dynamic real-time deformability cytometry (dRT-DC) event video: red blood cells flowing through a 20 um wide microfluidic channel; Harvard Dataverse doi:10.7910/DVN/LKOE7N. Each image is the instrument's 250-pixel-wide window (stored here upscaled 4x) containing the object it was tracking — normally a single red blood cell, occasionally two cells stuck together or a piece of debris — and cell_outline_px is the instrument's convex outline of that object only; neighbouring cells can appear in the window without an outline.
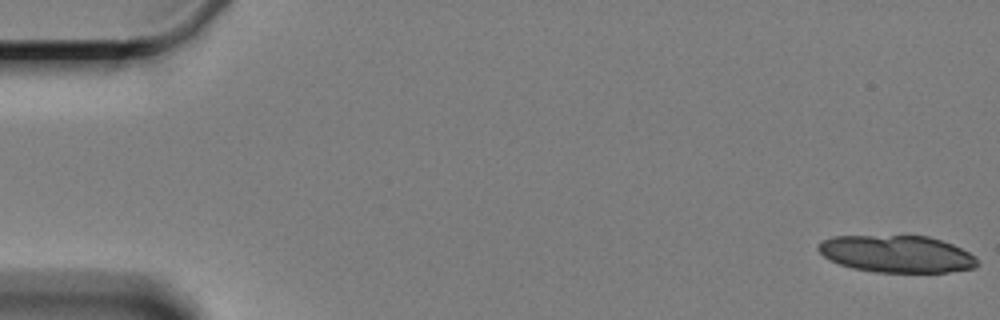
{"species": "Egyptian fruit bat (a non-hibernating species)", "species_latin": "Rousettus aegyptiacus", "temperature_condition": "cold", "stored_images_in_passage": 7, "segment_of_instrument_passage": [1, 2], "camera_frame_rate_fps": 3000, "um_per_image_px": 0.085, "animal": {"sex": "female"}, "frame": {"image": 1, "passage_image": 1, "time_ms": 0.0, "image_size_px": [1000, 320], "cell_outline_px": [[980, 264], [976, 268], [948, 272], [876, 272], [852, 268], [828, 260], [816, 248], [824, 240], [832, 236], [928, 236], [952, 244], [976, 256]], "centroid_in_image_um": [76.25, 21.59], "position_along_channel_um": 8.8, "area_um2": 34.39}}